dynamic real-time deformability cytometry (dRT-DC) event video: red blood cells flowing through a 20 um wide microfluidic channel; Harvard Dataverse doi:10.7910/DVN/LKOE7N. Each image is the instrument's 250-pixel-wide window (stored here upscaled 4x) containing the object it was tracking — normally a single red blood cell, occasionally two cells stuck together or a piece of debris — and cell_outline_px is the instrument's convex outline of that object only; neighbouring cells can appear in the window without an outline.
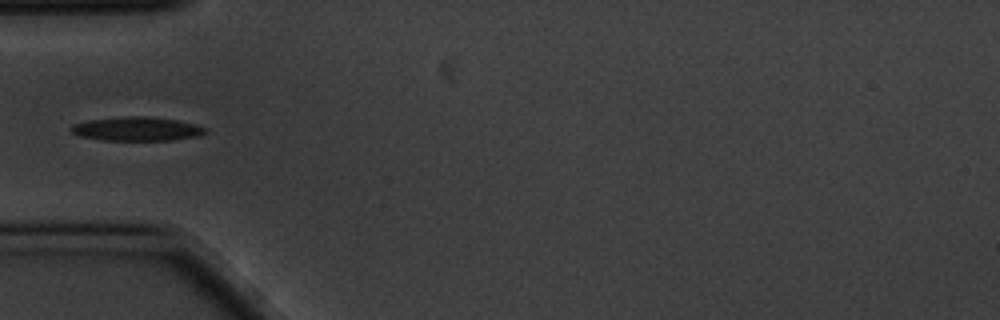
{"species": "common noctule bat (a hibernating species)", "species_latin": "Nyctalus noctula", "temperature_condition": "cold", "stored_images_in_passage": 1, "camera_frame_rate_fps": 3000, "um_per_image_px": 0.085, "animal": {"sex": "male", "body_mass_g": 20.1, "forearm_length_mm": 53.5}, "frame": {"image": 1, "passage_image": 1, "time_ms": 0.0, "image_size_px": [1000, 320], "cell_outline_px": [[208, 132], [200, 136], [176, 140], [104, 140], [80, 136], [72, 132], [72, 124], [88, 120], [124, 116], [144, 116], [176, 120], [196, 124], [208, 128]], "centroid_in_image_um": [11.7, 10.96], "position_along_channel_um": 73.3, "area_um2": 18.79}}